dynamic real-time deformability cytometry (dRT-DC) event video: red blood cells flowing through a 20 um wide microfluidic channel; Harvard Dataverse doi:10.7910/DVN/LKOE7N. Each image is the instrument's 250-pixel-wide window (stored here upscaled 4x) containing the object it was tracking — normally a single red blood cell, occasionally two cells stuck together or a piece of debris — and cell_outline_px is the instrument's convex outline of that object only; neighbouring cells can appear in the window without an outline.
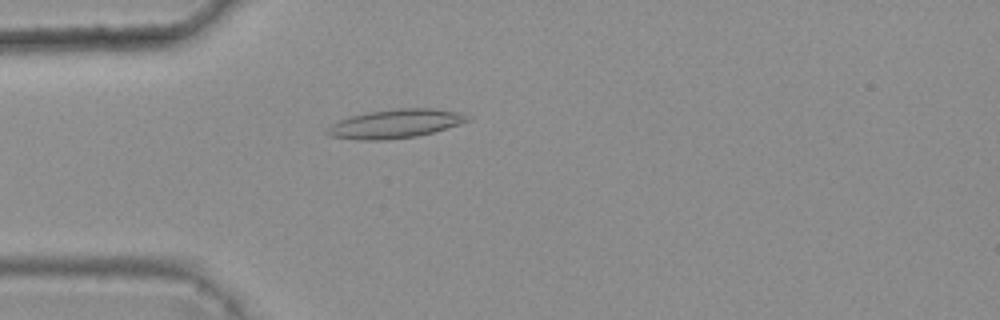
{"species": "common noctule bat (a hibernating species)", "species_latin": "Nyctalus noctula", "temperature_condition": "warm", "stored_images_in_passage": 1, "camera_frame_rate_fps": 3000, "um_per_image_px": 0.085, "animal": {"sex": "female", "body_mass_g": 25.1}, "frame": {"image": 1, "passage_image": 1, "time_ms": 0.0, "image_size_px": [1000, 320], "cell_outline_px": [[472, 120], [460, 124], [432, 132], [416, 136], [388, 140], [360, 140], [332, 136], [324, 132], [332, 124], [340, 120], [352, 116], [368, 112], [396, 108], [436, 108], [456, 112], [468, 116]], "centroid_in_image_um": [33.62, 10.51], "position_along_channel_um": 51.4, "area_um2": 23.35}}